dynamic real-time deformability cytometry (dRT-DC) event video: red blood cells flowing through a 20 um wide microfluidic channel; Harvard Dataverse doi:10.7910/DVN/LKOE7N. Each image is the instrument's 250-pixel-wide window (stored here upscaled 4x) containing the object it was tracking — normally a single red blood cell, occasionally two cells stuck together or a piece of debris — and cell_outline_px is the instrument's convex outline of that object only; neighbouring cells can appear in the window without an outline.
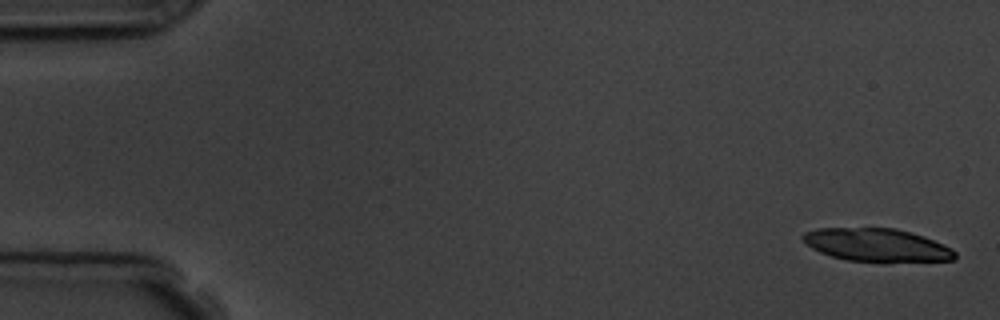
{"species": "common noctule bat (a hibernating species)", "species_latin": "Nyctalus noctula", "temperature_condition": "room temperature", "stored_images_in_passage": 6, "camera_frame_rate_fps": 3000, "um_per_image_px": 0.085, "animal": {"sex": "male", "body_mass_g": 19.5, "forearm_length_mm": 54.6}, "frame": {"image": 1, "passage_image": 1, "time_ms": 0.0, "image_size_px": [1000, 320], "cell_outline_px": [[956, 260], [888, 264], [884, 264], [848, 260], [832, 256], [820, 252], [812, 248], [800, 236], [804, 232], [816, 228], [896, 228], [924, 236], [944, 244], [952, 248], [956, 252]], "centroid_in_image_um": [74.61, 20.86], "position_along_channel_um": 10.4, "area_um2": 30.23}}
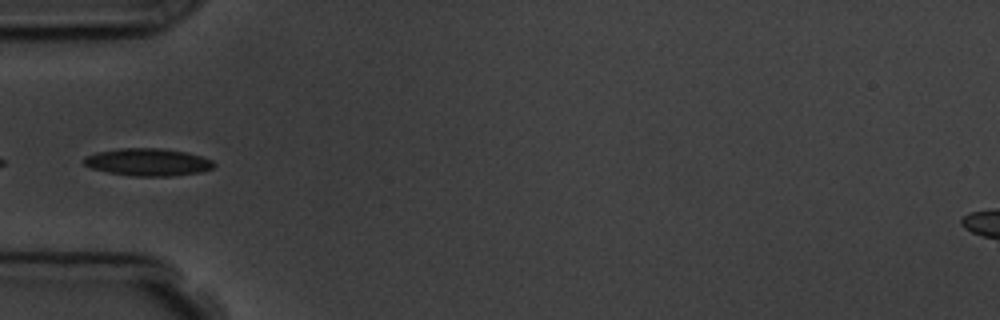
{"frame": {"image": 2, "passage_image": 6, "time_ms": 5.667, "image_size_px": [1000, 320], "cell_outline_px": [[216, 164], [212, 168], [200, 172], [172, 176], [132, 176], [108, 172], [92, 168], [84, 164], [84, 156], [96, 152], [120, 148], [164, 148], [188, 152], [212, 160]], "centroid_in_image_um": [12.58, 13.77], "position_along_channel_um": 72.4, "area_um2": 20.87}}